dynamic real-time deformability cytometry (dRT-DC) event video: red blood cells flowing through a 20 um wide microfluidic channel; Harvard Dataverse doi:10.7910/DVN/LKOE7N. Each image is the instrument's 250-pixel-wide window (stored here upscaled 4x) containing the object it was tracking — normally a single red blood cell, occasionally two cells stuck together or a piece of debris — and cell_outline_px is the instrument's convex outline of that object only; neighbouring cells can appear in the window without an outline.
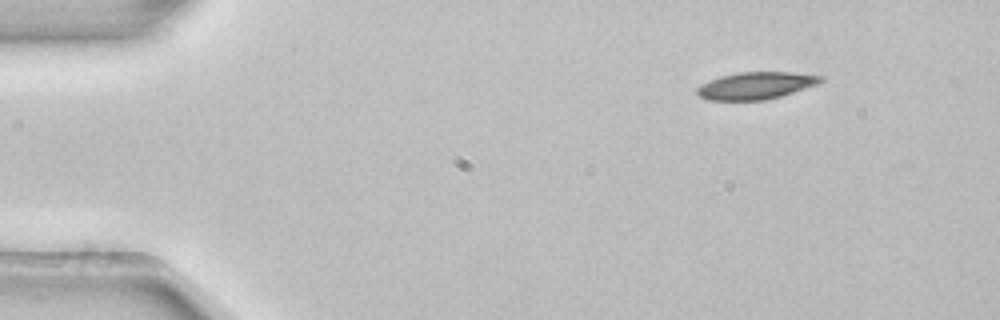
{"species": "common noctule bat (a hibernating species)", "species_latin": "Nyctalus noctula", "temperature_condition": "room temperature", "stored_images_in_passage": 3, "camera_frame_rate_fps": 3000, "um_per_image_px": 0.085, "animal": {"sex": "female", "body_mass_g": 22.7, "forearm_length_mm": 54.2}, "frame": {"image": 1, "passage_image": 1, "time_ms": 0.0, "image_size_px": [1000, 320], "cell_outline_px": [[824, 80], [816, 84], [768, 100], [708, 100], [700, 96], [696, 92], [696, 88], [700, 84], [720, 76], [740, 72], [792, 72], [824, 76]], "centroid_in_image_um": [64.22, 7.27], "position_along_channel_um": 20.8, "area_um2": 19.48}}